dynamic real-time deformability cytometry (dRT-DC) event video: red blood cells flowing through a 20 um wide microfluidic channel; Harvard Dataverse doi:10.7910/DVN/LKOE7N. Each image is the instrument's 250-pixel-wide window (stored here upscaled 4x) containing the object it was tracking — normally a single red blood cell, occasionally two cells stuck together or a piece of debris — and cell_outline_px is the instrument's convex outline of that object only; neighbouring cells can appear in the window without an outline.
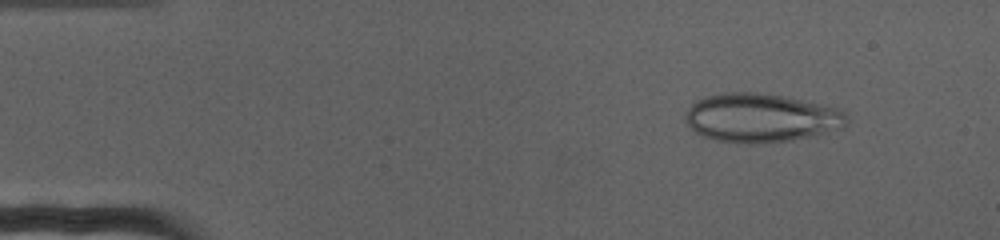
{"species": "human", "species_latin": "Homo sapiens", "temperature_condition": "cold", "stored_images_in_passage": 72, "camera_frame_rate_fps": 3000, "um_per_image_px": 0.085, "donor": {"sex": "female"}, "frame": {"image": 1, "passage_image": 8, "time_ms": 2.333, "image_size_px": [1000, 240], "cell_outline_px": [[848, 124], [844, 128], [792, 140], [756, 144], [744, 144], [716, 140], [704, 136], [696, 132], [684, 120], [684, 112], [696, 100], [708, 96], [724, 92], [756, 92], [784, 96], [840, 108], [848, 116]], "centroid_in_image_um": [64.7, 10.02], "position_along_channel_um": 20.3, "area_um2": 46.18}}
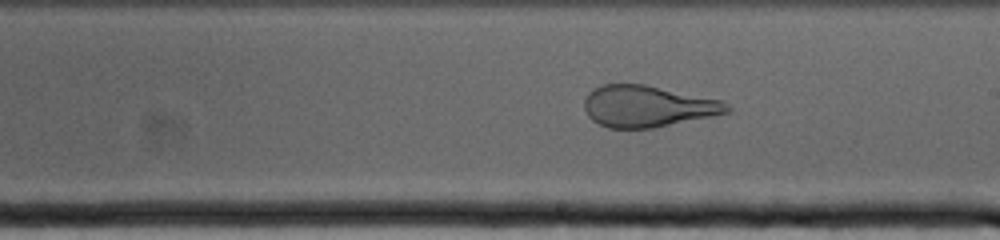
{"frame": {"image": 2, "passage_image": 41, "time_ms": 13.333, "image_size_px": [1000, 240], "cell_outline_px": [[732, 112], [652, 128], [608, 128], [592, 120], [588, 116], [584, 108], [584, 100], [588, 92], [592, 88], [604, 84], [644, 84], [724, 100], [732, 108]], "centroid_in_image_um": [55.07, 9.02], "position_along_channel_um": 233.9, "area_um2": 34.74}}
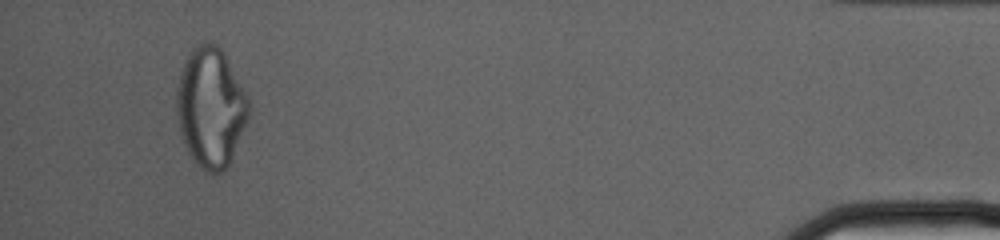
{"frame": {"image": 3, "passage_image": 68, "time_ms": 22.333, "image_size_px": [1000, 240], "cell_outline_px": [[252, 108], [248, 120], [228, 164], [220, 172], [208, 172], [200, 168], [188, 152], [180, 136], [176, 116], [176, 88], [180, 72], [184, 60], [192, 48], [208, 40], [216, 44], [224, 52], [248, 96], [252, 104]], "centroid_in_image_um": [17.9, 9.09], "position_along_channel_um": 417.3, "area_um2": 50.75}}